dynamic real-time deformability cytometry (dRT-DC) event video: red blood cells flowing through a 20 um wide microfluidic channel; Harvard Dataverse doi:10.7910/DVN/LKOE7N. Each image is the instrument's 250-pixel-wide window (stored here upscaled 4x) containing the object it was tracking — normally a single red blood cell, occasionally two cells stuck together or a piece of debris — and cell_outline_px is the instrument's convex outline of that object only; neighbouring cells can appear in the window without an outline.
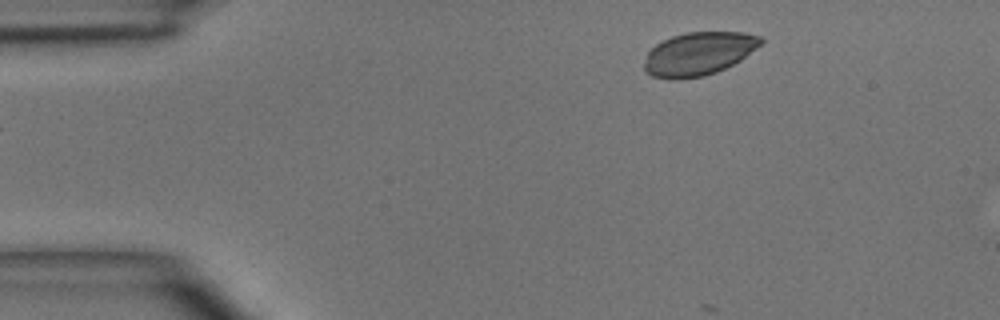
{"species": "common noctule bat (a hibernating species)", "species_latin": "Nyctalus noctula", "temperature_condition": "room temperature", "stored_images_in_passage": 3, "camera_frame_rate_fps": 3000, "um_per_image_px": 0.085, "animal": {"sex": "male", "body_mass_g": 15.6}, "frame": {"image": 1, "passage_image": 3, "time_ms": 3.333, "image_size_px": [1000, 320], "cell_outline_px": [[764, 40], [756, 48], [740, 60], [716, 72], [704, 76], [676, 80], [672, 80], [652, 76], [644, 72], [644, 64], [648, 52], [656, 44], [672, 36], [688, 32], [744, 32], [764, 36]], "centroid_in_image_um": [59.38, 4.57], "position_along_channel_um": 25.6, "area_um2": 29.42}}